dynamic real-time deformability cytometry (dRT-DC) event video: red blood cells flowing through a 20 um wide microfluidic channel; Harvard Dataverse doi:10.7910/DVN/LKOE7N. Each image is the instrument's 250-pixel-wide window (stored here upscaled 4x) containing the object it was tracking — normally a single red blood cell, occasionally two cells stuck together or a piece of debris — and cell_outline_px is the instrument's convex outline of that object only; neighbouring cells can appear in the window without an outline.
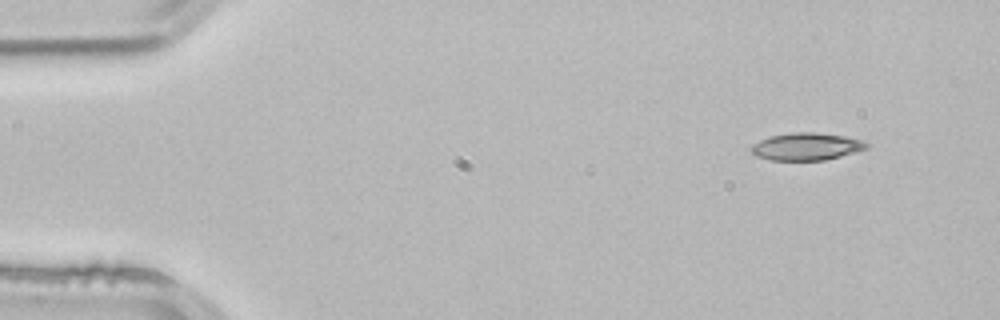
{"species": "common noctule bat (a hibernating species)", "species_latin": "Nyctalus noctula", "temperature_condition": "room temperature", "stored_images_in_passage": 3, "camera_frame_rate_fps": 3000, "um_per_image_px": 0.085, "animal": {"sex": "male", "body_mass_g": 21.5, "forearm_length_mm": 52.0}, "frame": {"image": 1, "passage_image": 1, "time_ms": 0.0, "image_size_px": [1000, 320], "cell_outline_px": [[872, 144], [868, 148], [856, 152], [824, 160], [768, 160], [756, 156], [748, 148], [752, 144], [768, 136], [792, 132], [816, 132], [844, 136], [860, 140]], "centroid_in_image_um": [68.52, 12.45], "position_along_channel_um": 16.5, "area_um2": 18.61}}
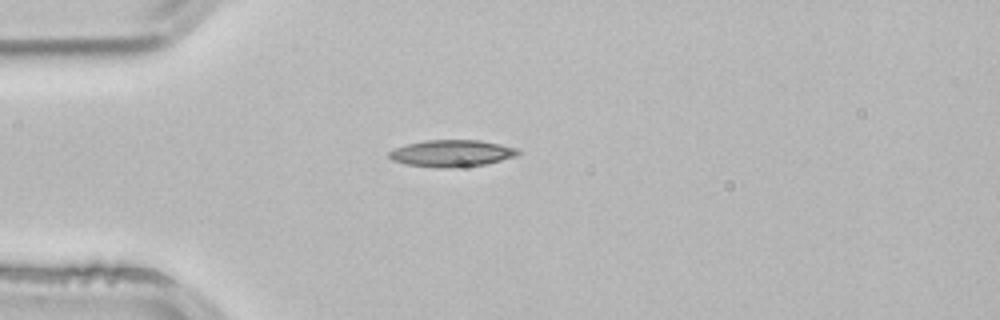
{"frame": {"image": 2, "passage_image": 3, "time_ms": 0.667, "image_size_px": [1000, 320], "cell_outline_px": [[520, 152], [516, 156], [484, 164], [452, 168], [436, 168], [408, 164], [392, 160], [388, 156], [388, 152], [404, 144], [424, 140], [480, 140], [520, 148]], "centroid_in_image_um": [38.39, 13.02], "position_along_channel_um": 46.6, "area_um2": 20.23}}